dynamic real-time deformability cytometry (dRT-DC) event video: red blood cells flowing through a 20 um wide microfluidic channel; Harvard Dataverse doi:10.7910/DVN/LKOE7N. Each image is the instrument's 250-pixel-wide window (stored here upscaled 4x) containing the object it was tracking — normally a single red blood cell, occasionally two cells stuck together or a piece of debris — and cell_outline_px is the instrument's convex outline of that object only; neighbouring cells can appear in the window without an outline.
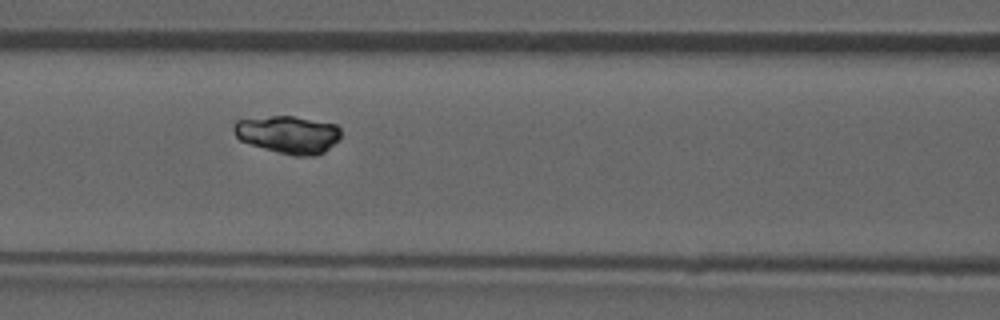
{"species": "common noctule bat (a hibernating species)", "species_latin": "Nyctalus noctula", "temperature_condition": "room temperature", "stored_images_in_passage": 4, "camera_frame_rate_fps": 3000, "um_per_image_px": 0.085, "animal": {"sex": "male", "forearm_length_mm": 52.5}, "frame": {"image": 1, "passage_image": 3, "time_ms": 3.333, "image_size_px": [1000, 320], "cell_outline_px": [[340, 140], [324, 152], [316, 156], [296, 156], [264, 148], [240, 140], [236, 136], [232, 128], [236, 120], [272, 116], [292, 116], [336, 124], [340, 128]], "centroid_in_image_um": [24.52, 11.43], "position_along_channel_um": 142.1, "area_um2": 23.41}}